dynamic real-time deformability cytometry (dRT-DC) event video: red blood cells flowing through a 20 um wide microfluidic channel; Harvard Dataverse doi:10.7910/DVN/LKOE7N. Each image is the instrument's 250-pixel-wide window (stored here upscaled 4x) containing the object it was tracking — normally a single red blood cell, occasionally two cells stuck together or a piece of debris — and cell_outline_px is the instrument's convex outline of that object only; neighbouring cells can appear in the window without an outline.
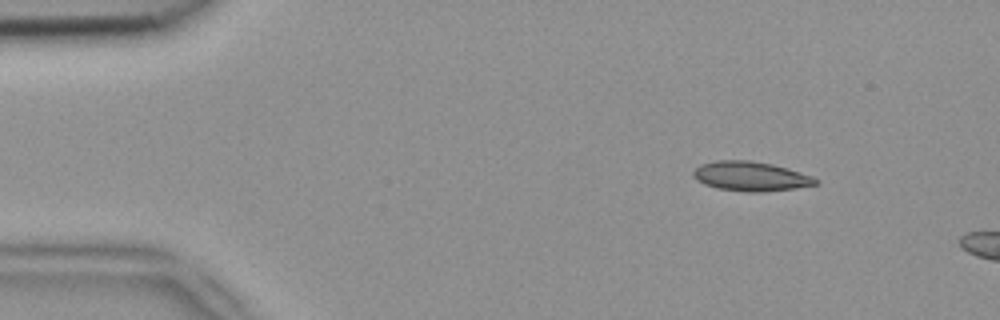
{"species": "common noctule bat (a hibernating species)", "species_latin": "Nyctalus noctula", "temperature_condition": "room temperature", "stored_images_in_passage": 3, "camera_frame_rate_fps": 3000, "um_per_image_px": 0.085, "animal": {"sex": "female", "body_mass_g": 18.4}, "frame": {"image": 1, "passage_image": 1, "time_ms": 0.0, "image_size_px": [1000, 320], "cell_outline_px": [[820, 180], [816, 184], [796, 188], [764, 192], [748, 192], [716, 188], [704, 184], [696, 180], [692, 176], [692, 172], [700, 164], [716, 160], [752, 160], [772, 164], [788, 168], [812, 176]], "centroid_in_image_um": [63.79, 14.98], "position_along_channel_um": 21.2, "area_um2": 21.21}}